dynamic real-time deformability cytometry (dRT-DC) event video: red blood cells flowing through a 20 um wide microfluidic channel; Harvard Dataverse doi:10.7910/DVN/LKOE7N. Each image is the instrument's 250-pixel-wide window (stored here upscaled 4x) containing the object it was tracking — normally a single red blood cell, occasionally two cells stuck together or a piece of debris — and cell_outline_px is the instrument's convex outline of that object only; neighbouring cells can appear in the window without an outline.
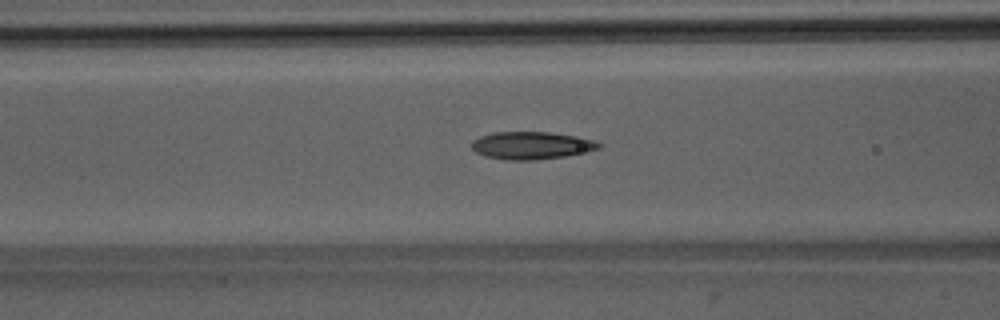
{"species": "Egyptian fruit bat (a non-hibernating species)", "species_latin": "Rousettus aegyptiacus", "temperature_condition": "room temperature", "stored_images_in_passage": 51, "camera_frame_rate_fps": 3000, "um_per_image_px": 0.085, "animal": {"sex": "male"}, "frame": {"image": 1, "passage_image": 21, "time_ms": 6.667, "image_size_px": [1000, 320], "cell_outline_px": [[604, 144], [600, 148], [564, 156], [532, 160], [504, 160], [484, 156], [476, 152], [472, 148], [472, 140], [480, 136], [492, 132], [548, 132], [576, 136], [596, 140]], "centroid_in_image_um": [45.16, 12.36], "position_along_channel_um": 121.4, "area_um2": 20.46}}
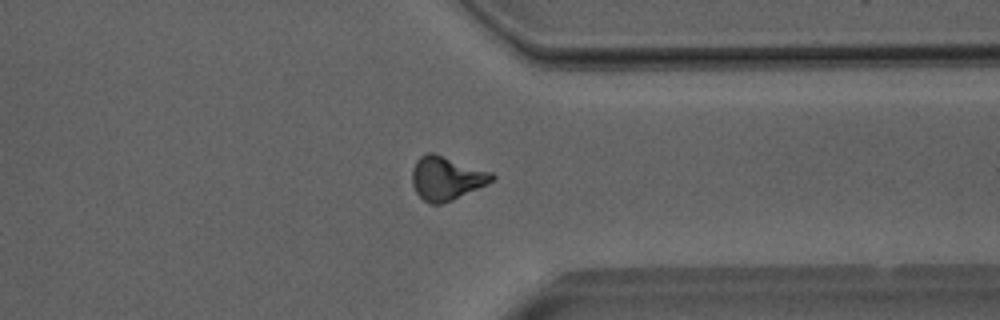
{"frame": {"image": 2, "passage_image": 40, "time_ms": 13.0, "image_size_px": [1000, 320], "cell_outline_px": [[496, 176], [488, 184], [452, 200], [440, 204], [432, 204], [424, 200], [416, 192], [412, 184], [412, 168], [416, 160], [420, 156], [428, 152], [432, 152], [492, 172]], "centroid_in_image_um": [37.93, 15.14], "position_along_channel_um": 373.5, "area_um2": 20.23}}
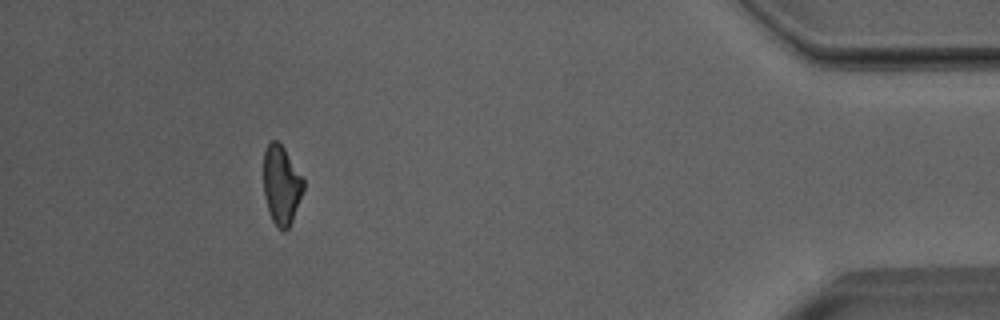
{"frame": {"image": 3, "passage_image": 47, "time_ms": 15.333, "image_size_px": [1000, 320], "cell_outline_px": [[304, 188], [292, 220], [288, 228], [284, 232], [272, 220], [264, 196], [264, 152], [268, 144], [272, 140], [276, 140], [284, 148], [304, 180]], "centroid_in_image_um": [23.91, 15.72], "position_along_channel_um": 411.3, "area_um2": 17.98}, "authors_computed_cell_mechanics": {"area_um2": 19.8254, "velocity_mm_per_s": 4.0119, "shape_relaxation_time_tau1_ms": 6.0477, "shape_relaxation_time_tau2_ms": 3.7659, "deformation_change_tau1": 0.1751, "deformation_change_tau2": 0.1086}}